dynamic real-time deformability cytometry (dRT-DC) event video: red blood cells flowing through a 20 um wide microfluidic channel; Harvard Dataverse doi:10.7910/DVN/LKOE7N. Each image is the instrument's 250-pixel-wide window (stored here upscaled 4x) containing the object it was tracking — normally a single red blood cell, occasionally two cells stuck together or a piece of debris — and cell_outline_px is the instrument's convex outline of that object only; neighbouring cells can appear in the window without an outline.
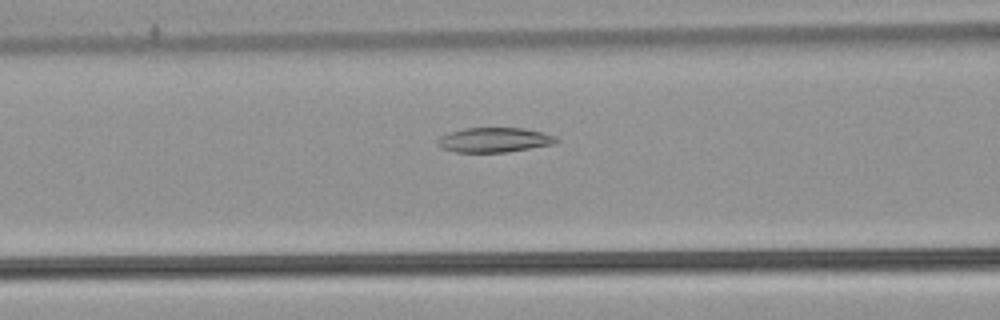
{"species": "common noctule bat (a hibernating species)", "species_latin": "Nyctalus noctula", "temperature_condition": "warm", "stored_images_in_passage": 38, "camera_frame_rate_fps": 3000, "um_per_image_px": 0.085, "animal": {"sex": "male", "body_mass_g": 21.5, "forearm_length_mm": 52.0}, "frame": {"image": 1, "passage_image": 7, "time_ms": 2.0, "image_size_px": [1000, 320], "cell_outline_px": [[560, 140], [556, 144], [508, 152], [456, 152], [444, 148], [436, 144], [436, 140], [440, 136], [448, 132], [464, 128], [524, 128], [556, 136]], "centroid_in_image_um": [42.03, 11.89], "position_along_channel_um": 124.6, "area_um2": 17.22}}
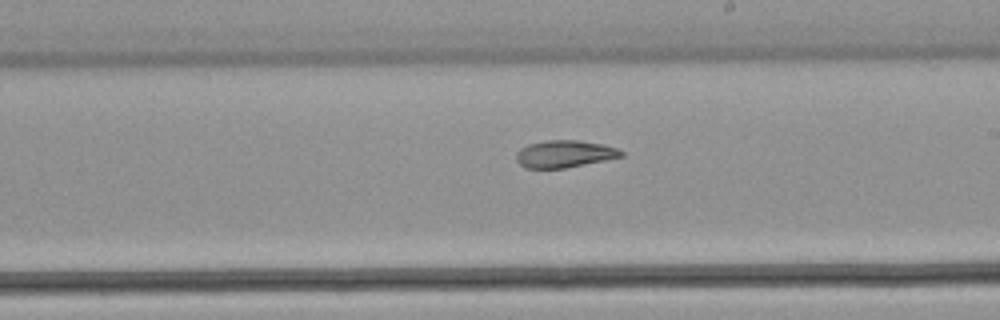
{"frame": {"image": 2, "passage_image": 16, "time_ms": 5.0, "image_size_px": [1000, 320], "cell_outline_px": [[624, 156], [564, 168], [524, 168], [516, 160], [516, 152], [520, 148], [528, 144], [548, 140], [580, 140], [604, 144], [616, 148], [624, 152]], "centroid_in_image_um": [47.97, 13.07], "position_along_channel_um": 241.0, "area_um2": 16.65}}
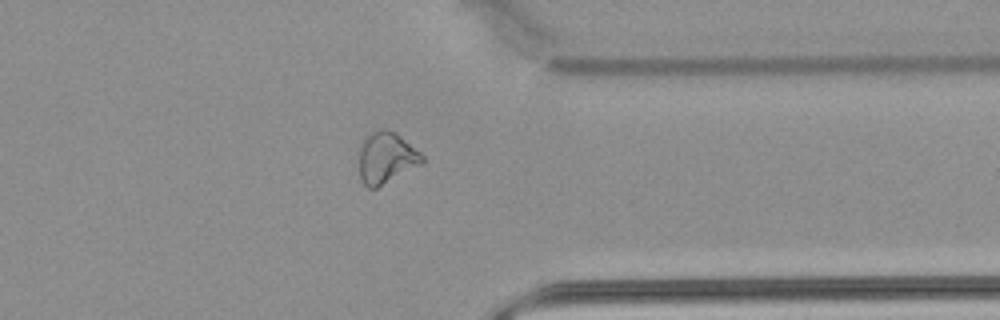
{"frame": {"image": 3, "passage_image": 27, "time_ms": 8.667, "image_size_px": [1000, 320], "cell_outline_px": [[424, 164], [376, 188], [368, 188], [360, 180], [360, 148], [364, 140], [372, 132], [380, 128], [384, 128], [396, 132], [420, 152], [424, 156]], "centroid_in_image_um": [32.87, 13.42], "position_along_channel_um": 378.5, "area_um2": 18.96}, "authors_computed_cell_mechanics": {"area_um2": 17.918, "velocity_mm_per_s": 3.8803, "shape_relaxation_time_tau1_ms": null, "shape_relaxation_time_tau2_ms": 4.1472, "deformation_change_tau1": null, "deformation_change_tau2": 0.1102}}